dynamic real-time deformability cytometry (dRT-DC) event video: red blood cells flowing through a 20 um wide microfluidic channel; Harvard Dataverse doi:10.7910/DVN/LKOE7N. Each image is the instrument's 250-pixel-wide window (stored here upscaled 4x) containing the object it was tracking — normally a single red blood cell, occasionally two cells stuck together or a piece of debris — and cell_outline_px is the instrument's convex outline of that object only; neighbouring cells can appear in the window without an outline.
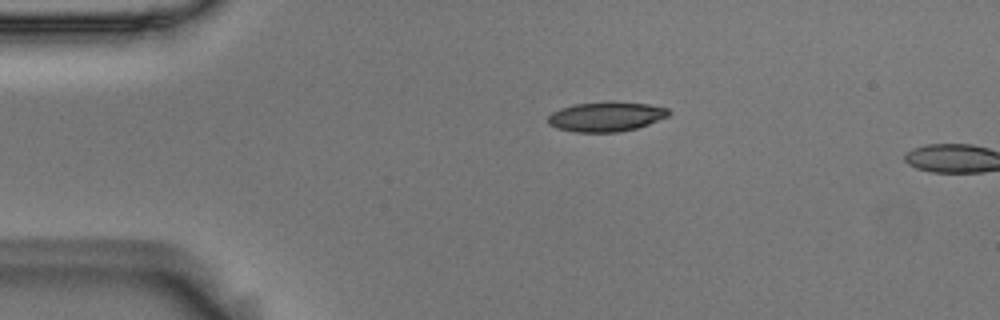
{"species": "Egyptian fruit bat (a non-hibernating species)", "species_latin": "Rousettus aegyptiacus", "temperature_condition": "room temperature", "stored_images_in_passage": 3, "camera_frame_rate_fps": 3000, "um_per_image_px": 0.085, "animal": {"sex": "male"}, "frame": {"image": 1, "passage_image": 1, "time_ms": 0.0, "image_size_px": [1000, 320], "cell_outline_px": [[672, 112], [668, 116], [648, 124], [636, 128], [616, 132], [576, 132], [556, 128], [548, 124], [548, 116], [552, 112], [560, 108], [576, 104], [648, 104], [668, 108]], "centroid_in_image_um": [51.5, 9.95], "position_along_channel_um": 33.5, "area_um2": 20.06}}